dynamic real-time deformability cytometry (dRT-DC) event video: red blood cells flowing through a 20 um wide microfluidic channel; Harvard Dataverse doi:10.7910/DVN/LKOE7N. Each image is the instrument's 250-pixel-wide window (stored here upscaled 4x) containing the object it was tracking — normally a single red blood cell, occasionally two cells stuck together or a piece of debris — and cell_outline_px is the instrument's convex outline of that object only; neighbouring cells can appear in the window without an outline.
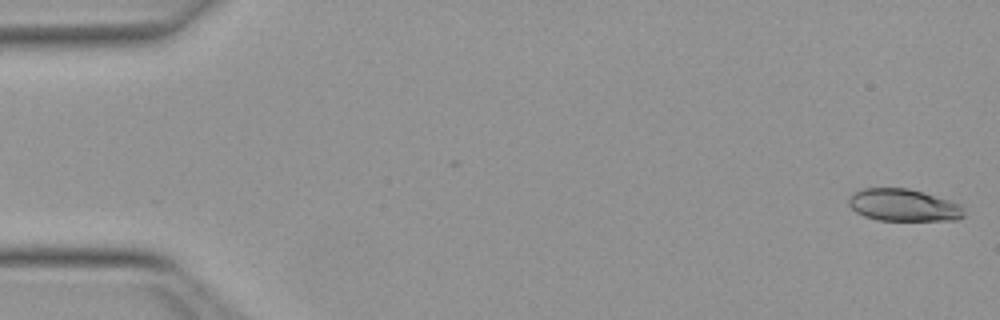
{"species": "Egyptian fruit bat (a non-hibernating species)", "species_latin": "Rousettus aegyptiacus", "temperature_condition": "warm", "stored_images_in_passage": 51, "camera_frame_rate_fps": 3000, "um_per_image_px": 0.085, "animal": {"sex": "female"}, "frame": {"image": 1, "passage_image": 1, "time_ms": 0.0, "image_size_px": [1000, 320], "cell_outline_px": [[964, 216], [956, 220], [880, 220], [864, 216], [856, 212], [848, 204], [848, 200], [852, 192], [864, 188], [908, 188], [964, 204]], "centroid_in_image_um": [76.82, 17.43], "position_along_channel_um": 8.2, "area_um2": 21.79}}
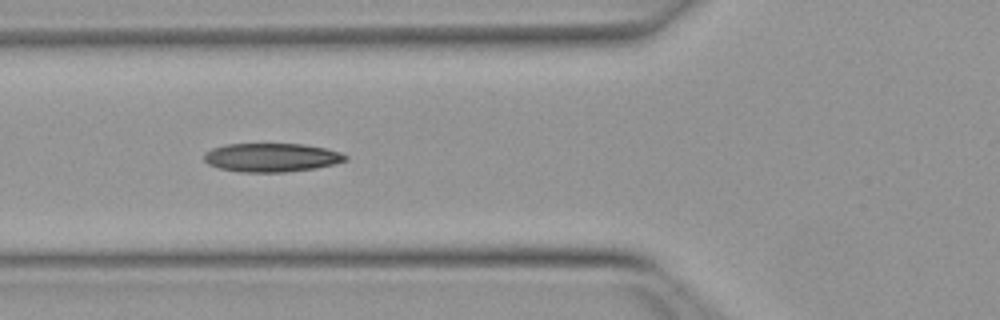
{"frame": {"image": 2, "passage_image": 19, "time_ms": 6.0, "image_size_px": [1000, 320], "cell_outline_px": [[348, 160], [316, 168], [284, 172], [240, 172], [220, 168], [208, 164], [204, 160], [204, 152], [212, 148], [224, 144], [304, 144], [324, 148], [340, 152], [348, 156]], "centroid_in_image_um": [23.06, 13.38], "position_along_channel_um": 102.7, "area_um2": 23.64}}
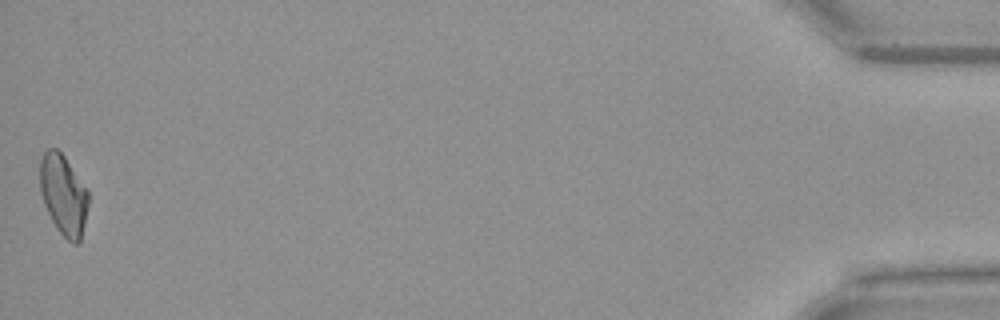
{"frame": {"image": 3, "passage_image": 51, "time_ms": 16.667, "image_size_px": [1000, 320], "cell_outline_px": [[88, 204], [80, 244], [72, 244], [56, 228], [44, 204], [40, 192], [40, 160], [44, 152], [48, 148], [56, 148], [64, 156], [88, 192]], "centroid_in_image_um": [5.38, 16.58], "position_along_channel_um": 429.8, "area_um2": 22.43}, "authors_computed_cell_mechanics": {"area_um2": 22.7154, "velocity_mm_per_s": 3.9845, "shape_relaxation_time_tau1_ms": null, "shape_relaxation_time_tau2_ms": 4.9154, "deformation_change_tau1": null, "deformation_change_tau2": 0.1418}}